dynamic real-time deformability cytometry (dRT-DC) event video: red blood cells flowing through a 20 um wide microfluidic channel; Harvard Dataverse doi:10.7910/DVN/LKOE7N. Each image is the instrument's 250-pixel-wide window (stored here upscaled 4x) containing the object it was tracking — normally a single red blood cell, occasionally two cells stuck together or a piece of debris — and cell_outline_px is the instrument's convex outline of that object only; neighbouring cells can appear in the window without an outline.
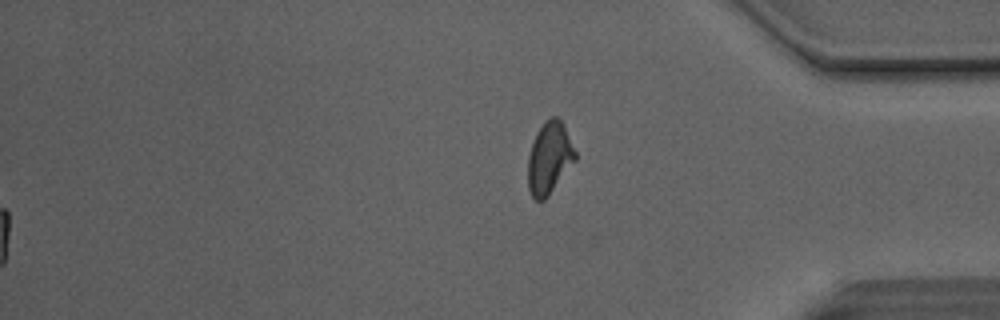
{"species": "Egyptian fruit bat (a non-hibernating species)", "species_latin": "Rousettus aegyptiacus", "temperature_condition": "room temperature", "stored_images_in_passage": 46, "segment_of_instrument_passage": [2, 2], "camera_frame_rate_fps": 3000, "um_per_image_px": 0.085, "animal": {"sex": "male"}, "frame": {"image": 1, "passage_image": 46, "time_ms": 15.0, "image_size_px": [1000, 320], "cell_outline_px": [[576, 160], [548, 196], [544, 200], [536, 200], [532, 196], [528, 188], [528, 156], [536, 132], [544, 120], [552, 116], [556, 116], [564, 124], [576, 152]], "centroid_in_image_um": [46.7, 13.41], "position_along_channel_um": 388.5, "area_um2": 19.88}}